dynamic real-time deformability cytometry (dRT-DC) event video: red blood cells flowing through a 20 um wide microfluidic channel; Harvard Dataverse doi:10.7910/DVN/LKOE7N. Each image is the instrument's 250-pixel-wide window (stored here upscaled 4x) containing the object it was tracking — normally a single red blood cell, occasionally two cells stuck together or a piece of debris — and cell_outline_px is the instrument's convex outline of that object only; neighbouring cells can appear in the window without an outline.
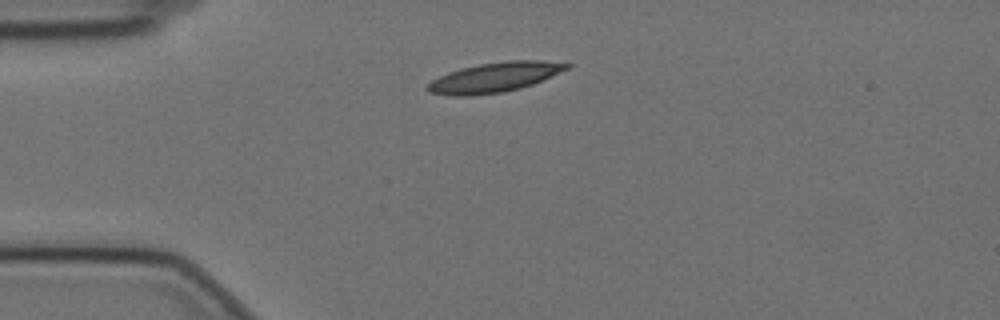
{"species": "Egyptian fruit bat (a non-hibernating species)", "species_latin": "Rousettus aegyptiacus", "temperature_condition": "cold", "stored_images_in_passage": 45, "camera_frame_rate_fps": 3000, "um_per_image_px": 0.085, "animal": {"sex": "female"}, "frame": {"image": 1, "passage_image": 1, "time_ms": 0.0, "image_size_px": [1000, 320], "cell_outline_px": [[572, 64], [568, 68], [532, 84], [520, 88], [504, 92], [468, 96], [452, 96], [428, 92], [424, 88], [432, 80], [448, 72], [460, 68], [480, 64], [508, 60], [544, 60]], "centroid_in_image_um": [41.99, 6.57], "position_along_channel_um": 43.0, "area_um2": 24.04}}
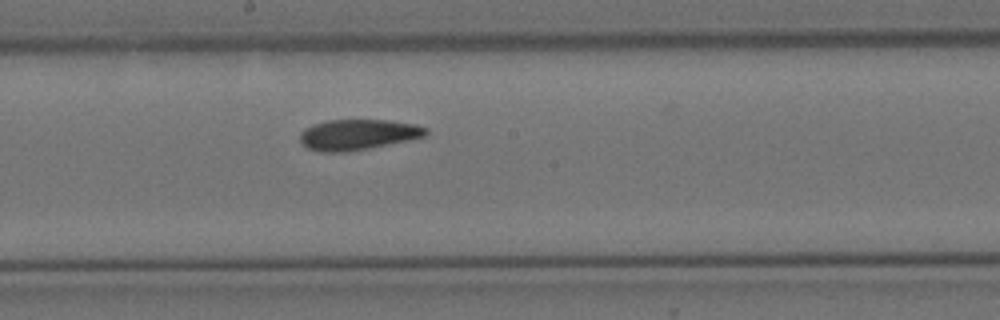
{"frame": {"image": 2, "passage_image": 18, "time_ms": 5.667, "image_size_px": [1000, 320], "cell_outline_px": [[428, 132], [424, 136], [408, 140], [368, 148], [344, 152], [320, 152], [308, 148], [300, 140], [300, 132], [304, 128], [312, 124], [328, 120], [388, 120], [416, 124], [428, 128]], "centroid_in_image_um": [30.4, 11.43], "position_along_channel_um": 217.8, "area_um2": 22.37}}
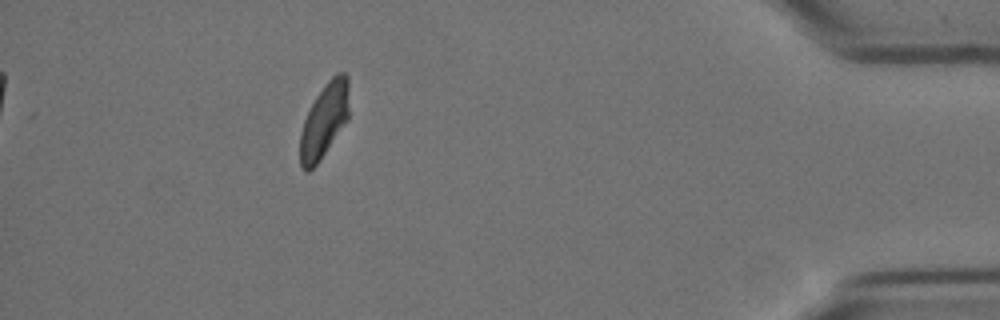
{"frame": {"image": 3, "passage_image": 39, "time_ms": 12.667, "image_size_px": [1000, 320], "cell_outline_px": [[348, 120], [320, 160], [308, 172], [304, 172], [300, 168], [300, 132], [304, 120], [316, 96], [328, 80], [336, 72], [344, 72], [348, 76]], "centroid_in_image_um": [27.55, 10.26], "position_along_channel_um": 407.6, "area_um2": 21.27}, "authors_computed_cell_mechanics": {"area_um2": 22.3108, "velocity_mm_per_s": 3.4749, "shape_relaxation_time_tau1_ms": 5.9927, "shape_relaxation_time_tau2_ms": 3.2422, "deformation_change_tau1": 0.1464, "deformation_change_tau2": 0.0846}}